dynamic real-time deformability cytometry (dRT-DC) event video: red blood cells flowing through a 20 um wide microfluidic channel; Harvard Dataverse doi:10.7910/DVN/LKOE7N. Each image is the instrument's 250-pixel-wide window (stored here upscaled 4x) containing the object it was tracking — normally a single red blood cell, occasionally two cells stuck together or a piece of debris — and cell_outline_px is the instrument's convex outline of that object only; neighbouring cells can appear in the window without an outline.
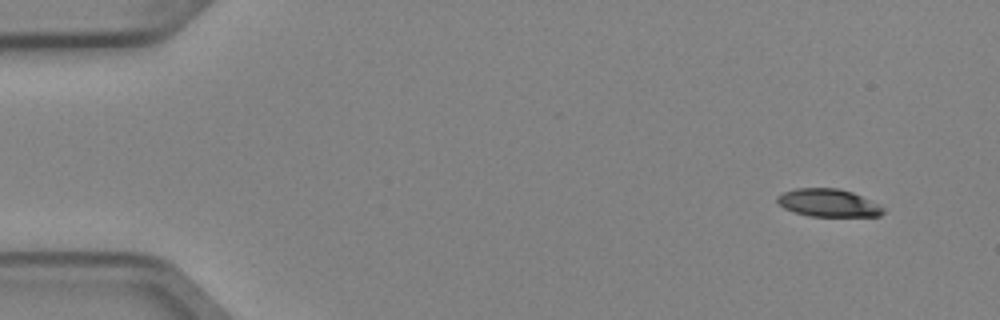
{"species": "Egyptian fruit bat (a non-hibernating species)", "species_latin": "Rousettus aegyptiacus", "temperature_condition": "cold", "stored_images_in_passage": 4, "camera_frame_rate_fps": 3000, "um_per_image_px": 0.085, "animal": {"sex": "female"}, "frame": {"image": 1, "passage_image": 1, "time_ms": 0.0, "image_size_px": [1000, 320], "cell_outline_px": [[884, 212], [880, 216], [808, 216], [784, 208], [776, 200], [776, 196], [784, 192], [796, 188], [836, 188], [852, 192], [880, 204], [884, 208]], "centroid_in_image_um": [70.42, 17.24], "position_along_channel_um": 14.6, "area_um2": 17.11}}
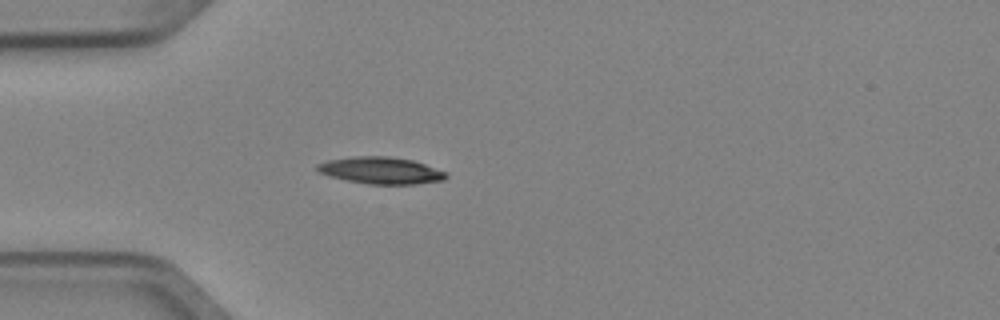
{"frame": {"image": 2, "passage_image": 4, "time_ms": 1.0, "image_size_px": [1000, 320], "cell_outline_px": [[448, 176], [444, 180], [416, 184], [368, 184], [328, 176], [320, 172], [316, 168], [316, 164], [328, 160], [356, 156], [388, 156], [412, 160], [448, 172]], "centroid_in_image_um": [32.39, 14.49], "position_along_channel_um": 52.6, "area_um2": 20.11}}